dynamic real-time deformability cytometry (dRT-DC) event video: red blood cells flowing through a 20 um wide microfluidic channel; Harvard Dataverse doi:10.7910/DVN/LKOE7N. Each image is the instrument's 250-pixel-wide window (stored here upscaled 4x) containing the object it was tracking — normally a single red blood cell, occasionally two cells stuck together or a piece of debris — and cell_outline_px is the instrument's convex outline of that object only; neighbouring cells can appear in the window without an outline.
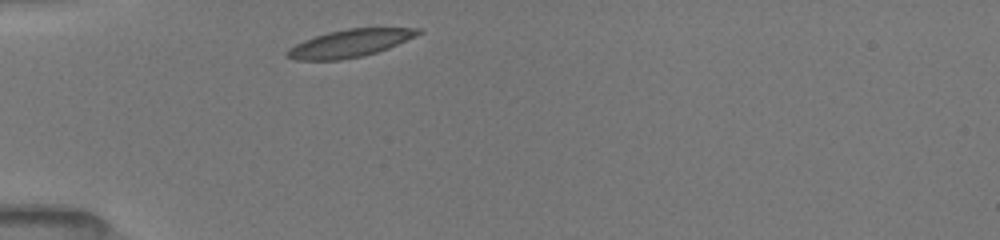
{"species": "common noctule bat (a hibernating species)", "species_latin": "Nyctalus noctula", "temperature_condition": "room temperature", "stored_images_in_passage": 28, "camera_frame_rate_fps": 3000, "um_per_image_px": 0.085, "animal": {"sex": "female", "body_mass_g": 19.5, "forearm_length_mm": 54.1}, "frame": {"image": 1, "passage_image": 1, "time_ms": 0.0, "image_size_px": [1000, 240], "cell_outline_px": [[424, 32], [416, 36], [388, 48], [364, 56], [340, 60], [296, 60], [284, 56], [284, 52], [288, 48], [304, 40], [328, 32], [348, 28], [420, 28]], "centroid_in_image_um": [29.71, 3.69], "position_along_channel_um": 55.3, "area_um2": 21.1}}
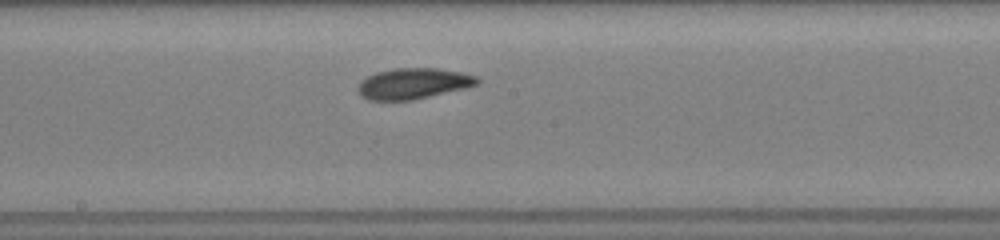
{"frame": {"image": 2, "passage_image": 13, "time_ms": 4.333, "image_size_px": [1000, 240], "cell_outline_px": [[480, 84], [468, 88], [412, 100], [368, 100], [360, 96], [356, 88], [368, 76], [376, 72], [396, 68], [436, 68], [460, 72], [476, 76], [480, 80]], "centroid_in_image_um": [35.16, 7.11], "position_along_channel_um": 213.0, "area_um2": 21.5}}
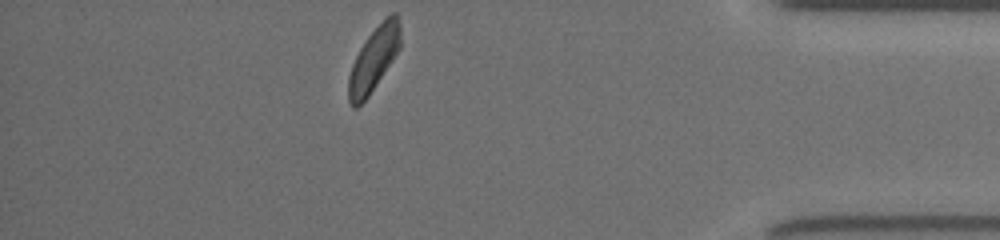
{"frame": {"image": 3, "passage_image": 28, "time_ms": 10.0, "image_size_px": [1000, 240], "cell_outline_px": [[400, 48], [368, 96], [356, 108], [352, 108], [348, 100], [348, 76], [352, 64], [360, 48], [368, 36], [392, 12], [396, 12], [400, 24]], "centroid_in_image_um": [31.75, 5.05], "position_along_channel_um": 403.4, "area_um2": 18.9}, "authors_computed_cell_mechanics": {"area_um2": 20.7213, "velocity_mm_per_s": 3.9584, "shape_relaxation_time_tau1_ms": 3.562, "shape_relaxation_time_tau2_ms": 3.7026, "deformation_change_tau1": 0.1305, "deformation_change_tau2": 0.0847}}